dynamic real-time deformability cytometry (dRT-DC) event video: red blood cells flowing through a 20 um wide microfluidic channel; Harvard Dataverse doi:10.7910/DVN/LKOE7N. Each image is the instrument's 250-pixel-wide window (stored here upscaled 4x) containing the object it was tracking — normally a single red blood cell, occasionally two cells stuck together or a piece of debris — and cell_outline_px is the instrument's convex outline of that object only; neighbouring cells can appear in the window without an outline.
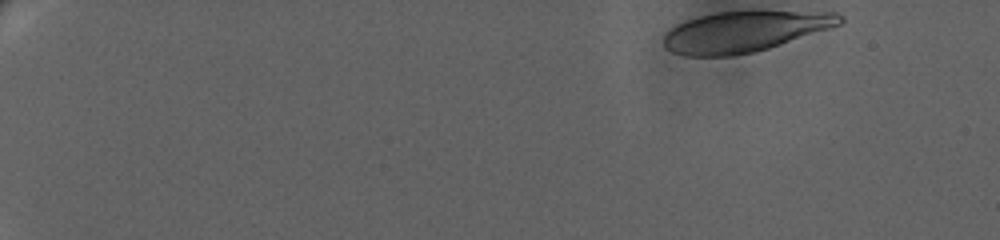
{"species": "human", "species_latin": "Homo sapiens", "temperature_condition": "warm", "stored_images_in_passage": 61, "camera_frame_rate_fps": 3000, "um_per_image_px": 0.085, "donor": {"sex": "female"}, "frame": {"image": 1, "passage_image": 1, "time_ms": 0.0, "image_size_px": [1000, 240], "cell_outline_px": [[844, 20], [840, 24], [832, 28], [768, 48], [752, 52], [732, 56], [684, 56], [672, 52], [664, 48], [664, 32], [668, 28], [684, 20], [696, 16], [716, 12], [836, 12], [844, 16]], "centroid_in_image_um": [63.22, 2.69], "position_along_channel_um": 21.8, "area_um2": 41.85}}
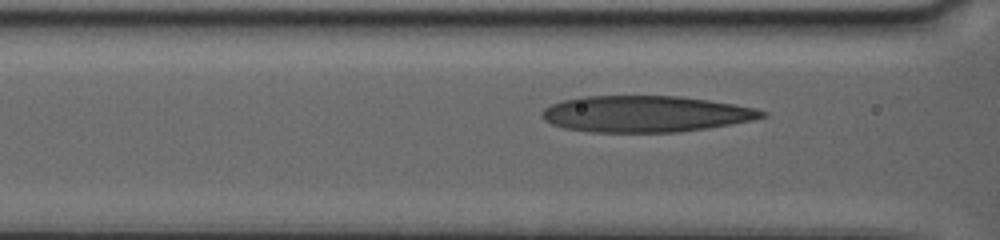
{"frame": {"image": 2, "passage_image": 41, "time_ms": 8.333, "image_size_px": [1000, 240], "cell_outline_px": [[768, 116], [752, 120], [704, 128], [676, 132], [592, 132], [564, 128], [552, 124], [544, 120], [540, 116], [540, 112], [544, 108], [552, 104], [564, 100], [580, 96], [680, 96], [708, 100], [756, 108], [768, 112]], "centroid_in_image_um": [54.83, 9.68], "position_along_channel_um": 111.8, "area_um2": 46.47}}
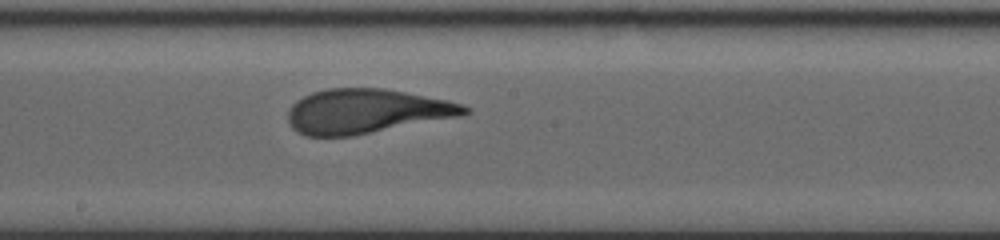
{"frame": {"image": 3, "passage_image": 60, "time_ms": 11.667, "image_size_px": [1000, 240], "cell_outline_px": [[472, 112], [464, 116], [352, 136], [304, 136], [296, 132], [292, 128], [288, 120], [288, 108], [296, 100], [312, 92], [328, 88], [384, 88], [448, 100], [472, 108]], "centroid_in_image_um": [31.16, 9.46], "position_along_channel_um": 217.0, "area_um2": 46.18}}